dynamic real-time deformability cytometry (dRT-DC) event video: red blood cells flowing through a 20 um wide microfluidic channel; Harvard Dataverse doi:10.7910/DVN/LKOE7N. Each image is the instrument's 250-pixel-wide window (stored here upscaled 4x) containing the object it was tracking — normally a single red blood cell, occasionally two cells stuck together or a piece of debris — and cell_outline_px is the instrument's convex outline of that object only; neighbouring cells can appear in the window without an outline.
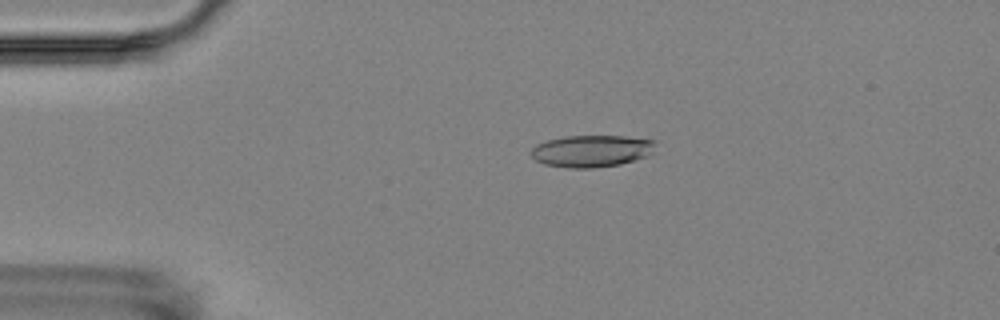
{"species": "Egyptian fruit bat (a non-hibernating species)", "species_latin": "Rousettus aegyptiacus", "temperature_condition": "room temperature", "stored_images_in_passage": 7, "camera_frame_rate_fps": 3000, "um_per_image_px": 0.085, "animal": {"sex": "female"}, "frame": {"image": 1, "passage_image": 4, "time_ms": 3.667, "image_size_px": [1000, 320], "cell_outline_px": [[656, 144], [652, 152], [648, 156], [620, 164], [592, 168], [568, 168], [544, 164], [536, 160], [528, 152], [536, 144], [548, 140], [564, 136], [624, 136], [656, 140]], "centroid_in_image_um": [50.28, 12.83], "position_along_channel_um": 34.7, "area_um2": 23.29}}
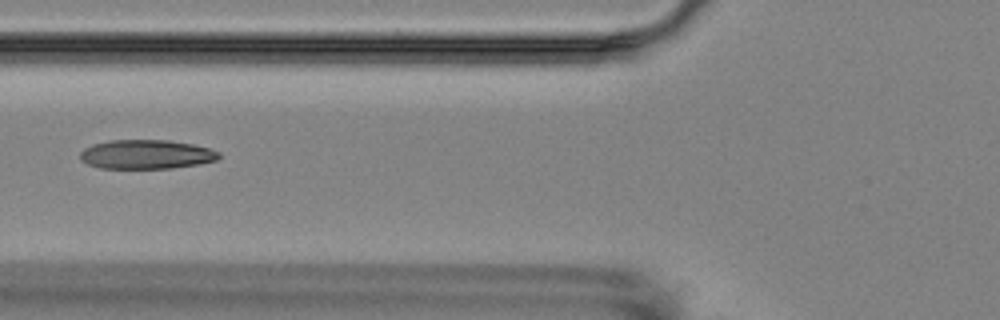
{"frame": {"image": 2, "passage_image": 7, "time_ms": 7.0, "image_size_px": [1000, 320], "cell_outline_px": [[220, 156], [216, 160], [200, 164], [172, 168], [100, 168], [88, 164], [80, 160], [80, 152], [84, 148], [92, 144], [112, 140], [168, 140], [192, 144], [208, 148], [220, 152]], "centroid_in_image_um": [12.42, 13.12], "position_along_channel_um": 113.4, "area_um2": 23.58}}